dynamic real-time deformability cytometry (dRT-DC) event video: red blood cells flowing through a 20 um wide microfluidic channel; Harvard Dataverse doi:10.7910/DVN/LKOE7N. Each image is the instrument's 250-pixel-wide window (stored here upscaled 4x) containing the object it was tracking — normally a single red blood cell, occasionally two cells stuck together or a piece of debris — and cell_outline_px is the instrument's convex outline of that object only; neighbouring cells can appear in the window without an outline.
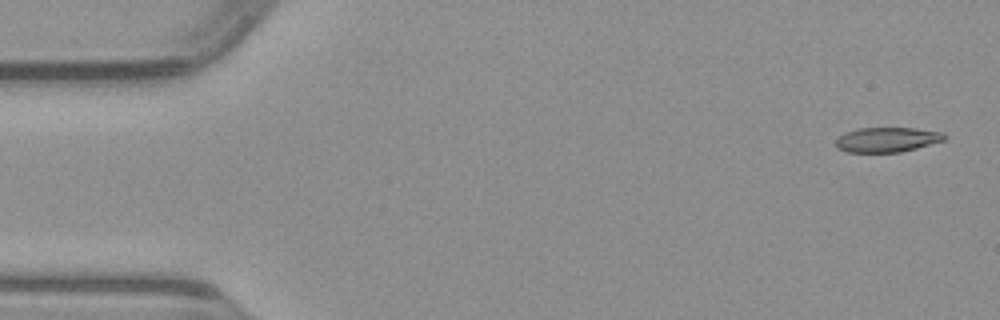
{"species": "common noctule bat (a hibernating species)", "species_latin": "Nyctalus noctula", "temperature_condition": "warm", "stored_images_in_passage": 48, "camera_frame_rate_fps": 3000, "um_per_image_px": 0.085, "animal": {"sex": "male", "body_mass_g": 23.1, "forearm_length_mm": 52.7}, "frame": {"image": 1, "passage_image": 1, "time_ms": 0.0, "image_size_px": [1000, 320], "cell_outline_px": [[948, 136], [944, 140], [916, 148], [900, 152], [848, 152], [836, 148], [836, 140], [844, 132], [856, 128], [916, 128], [944, 132]], "centroid_in_image_um": [75.4, 11.86], "position_along_channel_um": 9.6, "area_um2": 15.78}}
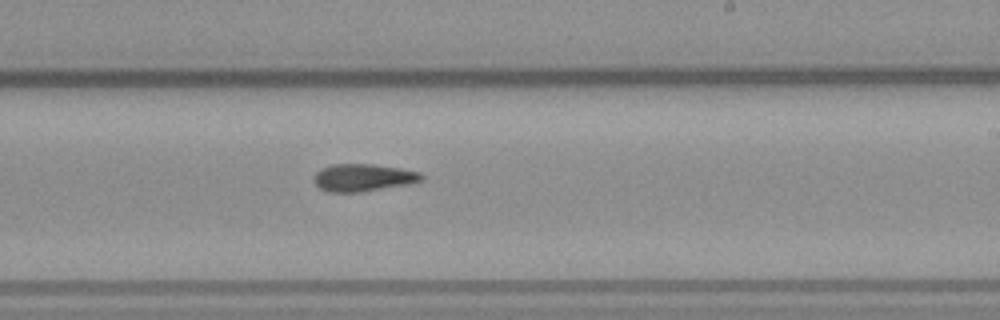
{"frame": {"image": 2, "passage_image": 28, "time_ms": 9.0, "image_size_px": [1000, 320], "cell_outline_px": [[424, 176], [420, 180], [408, 184], [360, 192], [328, 192], [320, 188], [312, 180], [316, 172], [320, 168], [332, 164], [372, 164], [400, 168], [420, 172]], "centroid_in_image_um": [30.82, 15.09], "position_along_channel_um": 258.2, "area_um2": 17.17}}
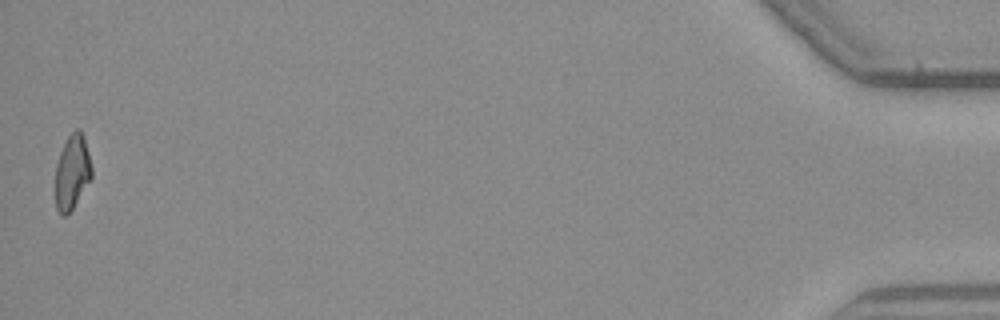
{"frame": {"image": 3, "passage_image": 48, "time_ms": 15.667, "image_size_px": [1000, 320], "cell_outline_px": [[92, 176], [72, 208], [64, 216], [56, 208], [56, 164], [60, 152], [68, 136], [76, 128], [80, 128], [84, 136], [92, 168]], "centroid_in_image_um": [6.14, 14.56], "position_along_channel_um": 429.1, "area_um2": 15.43}}